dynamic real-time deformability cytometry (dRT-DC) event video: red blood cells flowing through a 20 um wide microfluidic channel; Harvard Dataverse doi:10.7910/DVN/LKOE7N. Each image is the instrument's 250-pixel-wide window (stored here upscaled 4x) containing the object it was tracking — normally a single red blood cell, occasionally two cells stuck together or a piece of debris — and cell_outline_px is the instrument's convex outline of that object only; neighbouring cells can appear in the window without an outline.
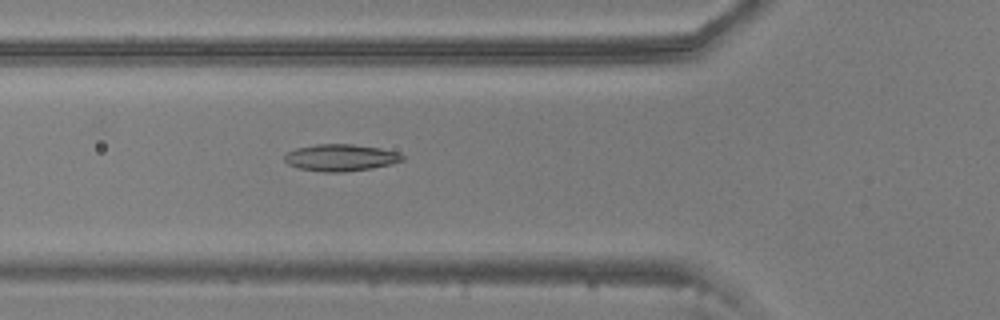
{"species": "common noctule bat (a hibernating species)", "species_latin": "Nyctalus noctula", "temperature_condition": "warm", "stored_images_in_passage": 52, "camera_frame_rate_fps": 3000, "um_per_image_px": 0.085, "animal": {"sex": "male", "body_mass_g": 20.5, "forearm_length_mm": 52.5}, "frame": {"image": 1, "passage_image": 18, "time_ms": 5.667, "image_size_px": [1000, 320], "cell_outline_px": [[404, 160], [392, 164], [372, 168], [344, 172], [324, 172], [300, 168], [288, 164], [284, 160], [284, 156], [288, 152], [296, 148], [316, 144], [352, 144], [380, 148], [400, 152], [404, 156]], "centroid_in_image_um": [28.99, 13.39], "position_along_channel_um": 96.8, "area_um2": 18.5}}
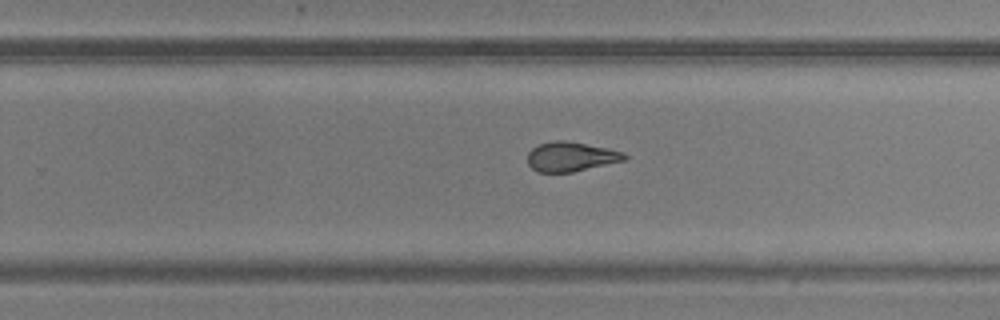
{"frame": {"image": 2, "passage_image": 33, "time_ms": 10.667, "image_size_px": [1000, 320], "cell_outline_px": [[628, 160], [572, 172], [536, 172], [528, 164], [528, 152], [532, 148], [540, 144], [556, 140], [564, 140], [608, 148], [624, 152], [628, 156]], "centroid_in_image_um": [48.56, 13.32], "position_along_channel_um": 281.2, "area_um2": 16.76}}
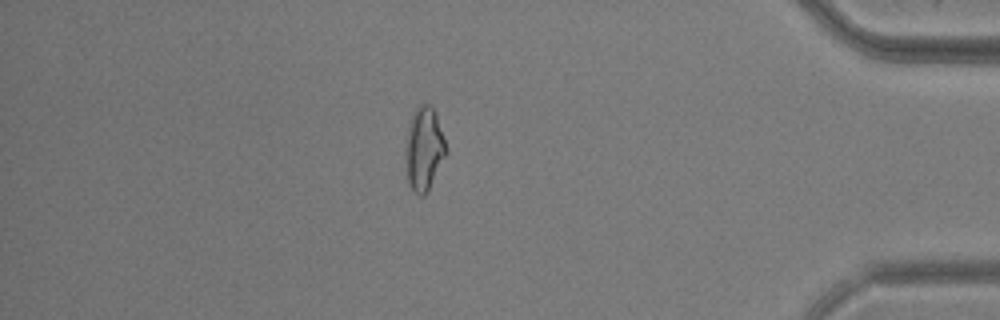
{"frame": {"image": 3, "passage_image": 46, "time_ms": 15.0, "image_size_px": [1000, 320], "cell_outline_px": [[448, 152], [428, 192], [424, 196], [420, 196], [408, 184], [404, 152], [404, 148], [408, 124], [416, 108], [420, 104], [428, 104], [436, 112], [448, 148]], "centroid_in_image_um": [36.05, 12.66], "position_along_channel_um": 399.2, "area_um2": 20.23}, "authors_computed_cell_mechanics": {"area_um2": 18.4671, "velocity_mm_per_s": 3.6865, "shape_relaxation_time_tau1_ms": null, "shape_relaxation_time_tau2_ms": 1.7387, "deformation_change_tau1": null, "deformation_change_tau2": 0.0956}}